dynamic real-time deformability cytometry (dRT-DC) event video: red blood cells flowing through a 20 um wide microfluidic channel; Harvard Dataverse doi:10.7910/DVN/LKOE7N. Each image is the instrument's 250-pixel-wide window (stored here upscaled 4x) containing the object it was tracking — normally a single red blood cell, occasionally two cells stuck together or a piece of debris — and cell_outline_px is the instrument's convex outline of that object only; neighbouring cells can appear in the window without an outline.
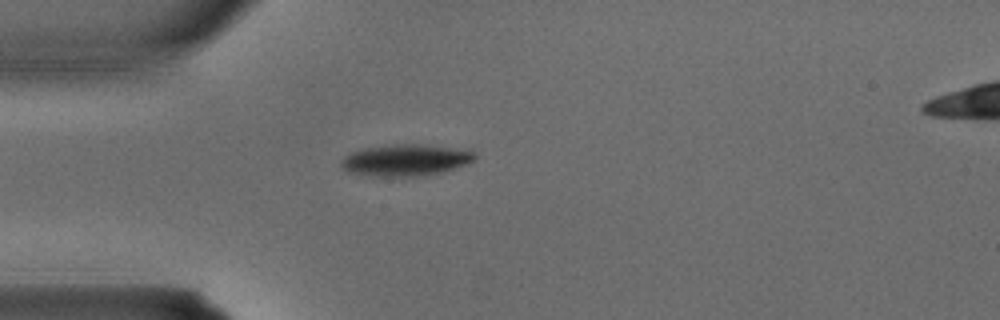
{"species": "common noctule bat (a hibernating species)", "species_latin": "Nyctalus noctula", "temperature_condition": "warm", "stored_images_in_passage": 2, "camera_frame_rate_fps": 3000, "um_per_image_px": 0.085, "animal": {"sex": "male", "body_mass_g": 15.6}, "frame": {"image": 1, "passage_image": 2, "time_ms": 0.333, "image_size_px": [1000, 320], "cell_outline_px": [[476, 160], [468, 164], [440, 172], [416, 176], [368, 176], [348, 172], [340, 164], [340, 160], [344, 156], [352, 152], [364, 148], [392, 144], [420, 144], [464, 148], [476, 152]], "centroid_in_image_um": [34.51, 13.59], "position_along_channel_um": 50.5, "area_um2": 24.85}}